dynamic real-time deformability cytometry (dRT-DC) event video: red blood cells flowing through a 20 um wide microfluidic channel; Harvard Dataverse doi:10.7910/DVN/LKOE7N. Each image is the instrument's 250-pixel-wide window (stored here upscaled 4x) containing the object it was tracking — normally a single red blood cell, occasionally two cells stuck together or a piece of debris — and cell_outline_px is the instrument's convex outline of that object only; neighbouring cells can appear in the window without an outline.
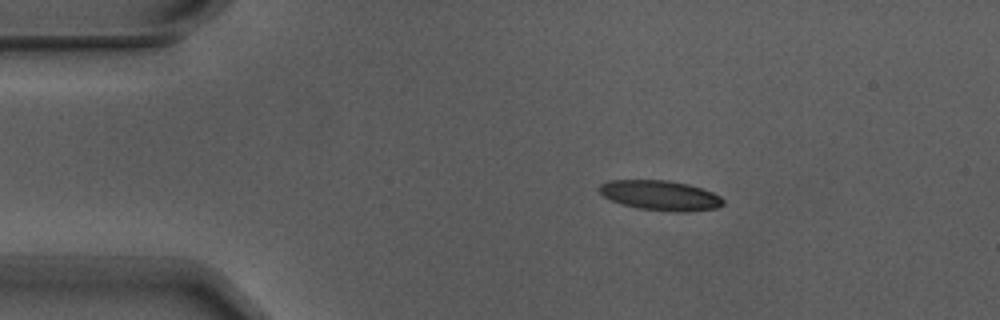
{"species": "Egyptian fruit bat (a non-hibernating species)", "species_latin": "Rousettus aegyptiacus", "temperature_condition": "warm", "stored_images_in_passage": 8, "camera_frame_rate_fps": 3000, "um_per_image_px": 0.085, "animal": {"sex": "male"}, "frame": {"image": 1, "passage_image": 1, "time_ms": 0.0, "image_size_px": [1000, 320], "cell_outline_px": [[724, 204], [716, 208], [684, 212], [676, 212], [636, 208], [612, 200], [604, 196], [600, 192], [600, 184], [608, 180], [668, 180], [688, 184], [712, 192], [720, 196], [724, 200]], "centroid_in_image_um": [56.14, 16.61], "position_along_channel_um": 28.9, "area_um2": 21.44}}
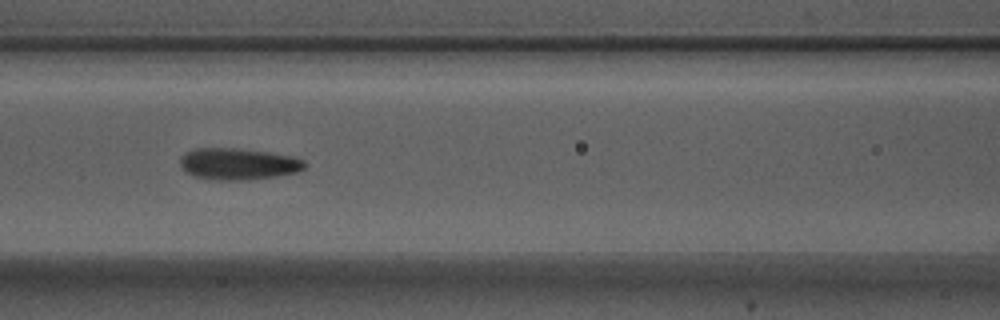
{"frame": {"image": 2, "passage_image": 5, "time_ms": 1.333, "image_size_px": [1000, 320], "cell_outline_px": [[308, 164], [304, 168], [296, 172], [276, 176], [248, 180], [216, 180], [192, 176], [180, 168], [180, 156], [184, 152], [196, 148], [236, 148], [268, 152], [292, 156], [304, 160]], "centroid_in_image_um": [20.21, 13.93], "position_along_channel_um": 146.4, "area_um2": 23.18}}
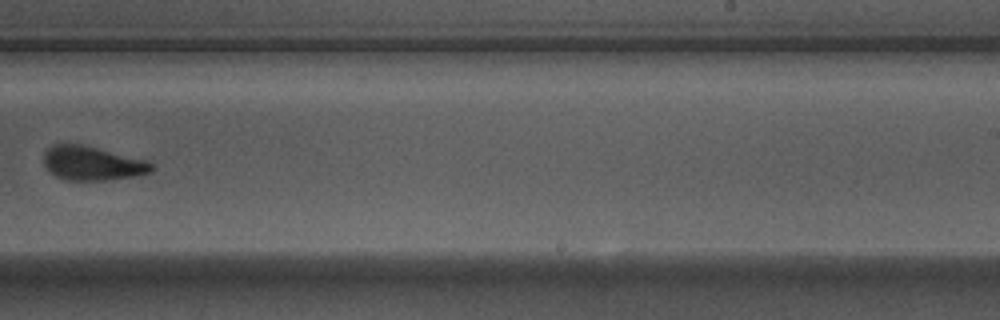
{"frame": {"image": 3, "passage_image": 8, "time_ms": 2.333, "image_size_px": [1000, 320], "cell_outline_px": [[156, 168], [152, 172], [140, 176], [112, 180], [68, 180], [56, 176], [44, 164], [44, 152], [52, 144], [80, 144], [148, 160]], "centroid_in_image_um": [7.91, 13.89], "position_along_channel_um": 281.1, "area_um2": 21.56}}